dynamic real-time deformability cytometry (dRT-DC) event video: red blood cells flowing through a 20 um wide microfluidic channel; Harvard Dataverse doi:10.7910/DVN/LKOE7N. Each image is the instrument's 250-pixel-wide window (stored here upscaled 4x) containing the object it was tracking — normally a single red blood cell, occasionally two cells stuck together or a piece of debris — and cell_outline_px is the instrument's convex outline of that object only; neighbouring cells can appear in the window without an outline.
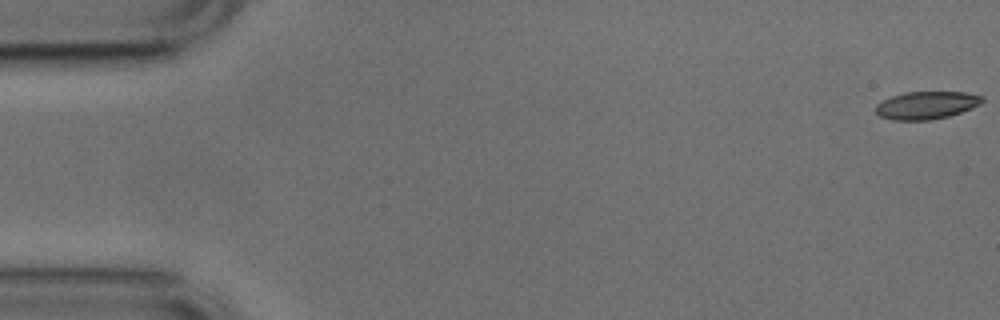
{"species": "common noctule bat (a hibernating species)", "species_latin": "Nyctalus noctula", "temperature_condition": "cold", "stored_images_in_passage": 53, "camera_frame_rate_fps": 3000, "um_per_image_px": 0.085, "animal": {"sex": "male", "body_mass_g": 17.9, "forearm_length_mm": 54.2}, "frame": {"image": 1, "passage_image": 1, "time_ms": 0.0, "image_size_px": [1000, 320], "cell_outline_px": [[984, 100], [980, 104], [972, 108], [948, 116], [928, 120], [892, 120], [880, 116], [876, 112], [876, 104], [892, 96], [904, 92], [964, 92], [984, 96]], "centroid_in_image_um": [78.76, 8.94], "position_along_channel_um": 6.2, "area_um2": 17.11}}
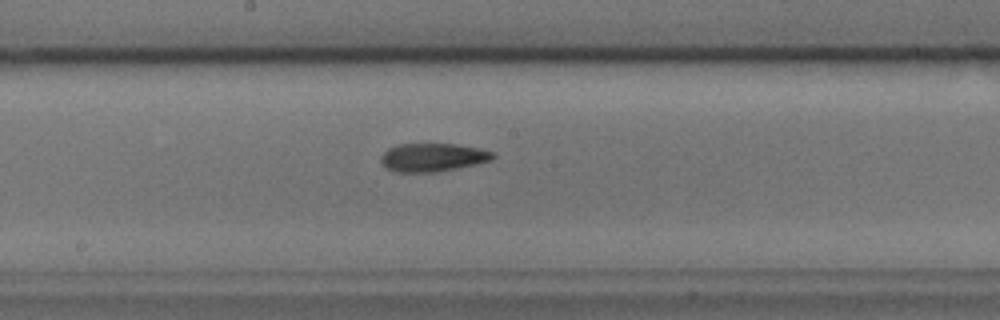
{"frame": {"image": 2, "passage_image": 28, "time_ms": 9.0, "image_size_px": [1000, 320], "cell_outline_px": [[496, 156], [492, 160], [476, 164], [436, 172], [396, 172], [384, 168], [380, 160], [384, 152], [388, 148], [400, 144], [456, 144], [496, 152]], "centroid_in_image_um": [36.78, 13.38], "position_along_channel_um": 211.4, "area_um2": 18.5}}
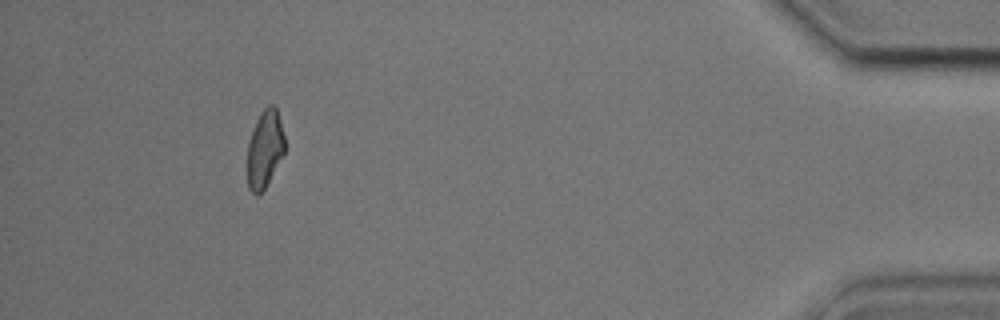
{"frame": {"image": 3, "passage_image": 49, "time_ms": 16.0, "image_size_px": [1000, 320], "cell_outline_px": [[284, 152], [264, 188], [256, 196], [248, 188], [248, 144], [256, 120], [260, 112], [268, 104], [272, 104], [276, 108], [284, 136]], "centroid_in_image_um": [22.49, 12.63], "position_along_channel_um": 412.7, "area_um2": 16.42}, "authors_computed_cell_mechanics": {"area_um2": 18.0914, "velocity_mm_per_s": 3.7776, "shape_relaxation_time_tau1_ms": null, "shape_relaxation_time_tau2_ms": 4.5303, "deformation_change_tau1": null, "deformation_change_tau2": 0.1317}}